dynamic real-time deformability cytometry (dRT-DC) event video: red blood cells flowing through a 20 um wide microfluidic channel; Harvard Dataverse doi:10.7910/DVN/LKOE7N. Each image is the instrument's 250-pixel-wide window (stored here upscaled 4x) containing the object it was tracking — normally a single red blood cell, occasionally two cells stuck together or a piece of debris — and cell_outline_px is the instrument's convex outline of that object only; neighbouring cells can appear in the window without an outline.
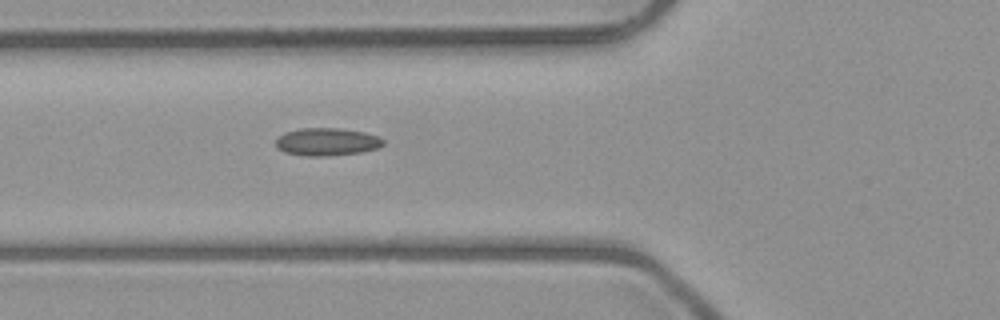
{"species": "common noctule bat (a hibernating species)", "species_latin": "Nyctalus noctula", "temperature_condition": "room temperature", "stored_images_in_passage": 3, "camera_frame_rate_fps": 3000, "um_per_image_px": 0.085, "animal": {"sex": "male", "body_mass_g": 23.1, "forearm_length_mm": 52.7}, "frame": {"image": 1, "passage_image": 3, "time_ms": 2.333, "image_size_px": [1000, 320], "cell_outline_px": [[384, 144], [376, 148], [360, 152], [328, 156], [308, 156], [284, 152], [276, 148], [276, 140], [284, 132], [300, 128], [340, 128], [364, 132], [380, 136], [384, 140]], "centroid_in_image_um": [27.78, 12.05], "position_along_channel_um": 98.0, "area_um2": 17.4}}